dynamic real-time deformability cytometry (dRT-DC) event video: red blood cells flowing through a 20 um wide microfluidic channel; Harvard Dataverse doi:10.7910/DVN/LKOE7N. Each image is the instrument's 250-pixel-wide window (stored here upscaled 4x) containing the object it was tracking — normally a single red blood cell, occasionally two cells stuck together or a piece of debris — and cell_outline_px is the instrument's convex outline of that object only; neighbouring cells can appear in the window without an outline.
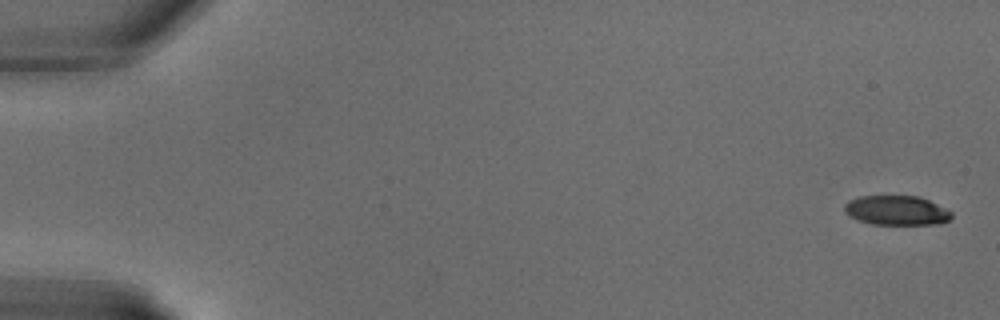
{"species": "common noctule bat (a hibernating species)", "species_latin": "Nyctalus noctula", "temperature_condition": "warm", "stored_images_in_passage": 15, "camera_frame_rate_fps": 3000, "um_per_image_px": 0.085, "animal": {"sex": "male", "body_mass_g": 18.8}, "frame": {"image": 1, "passage_image": 1, "time_ms": 0.0, "image_size_px": [1000, 320], "cell_outline_px": [[952, 216], [948, 220], [940, 224], [872, 224], [856, 220], [848, 216], [844, 212], [844, 204], [848, 200], [860, 196], [920, 196], [952, 212]], "centroid_in_image_um": [76.16, 17.88], "position_along_channel_um": 8.8, "area_um2": 18.5}}
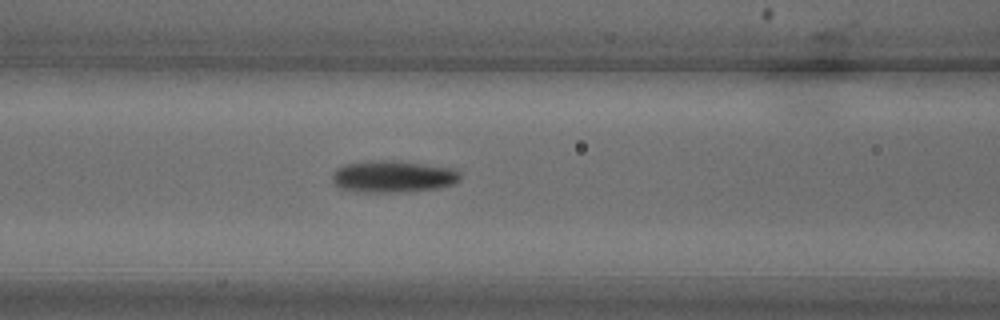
{"frame": {"image": 2, "passage_image": 13, "time_ms": 4.0, "image_size_px": [1000, 320], "cell_outline_px": [[460, 180], [456, 184], [440, 188], [404, 192], [360, 192], [340, 188], [332, 180], [332, 172], [336, 168], [344, 164], [368, 160], [388, 160], [452, 168], [460, 172]], "centroid_in_image_um": [33.39, 15.01], "position_along_channel_um": 133.2, "area_um2": 23.93}}
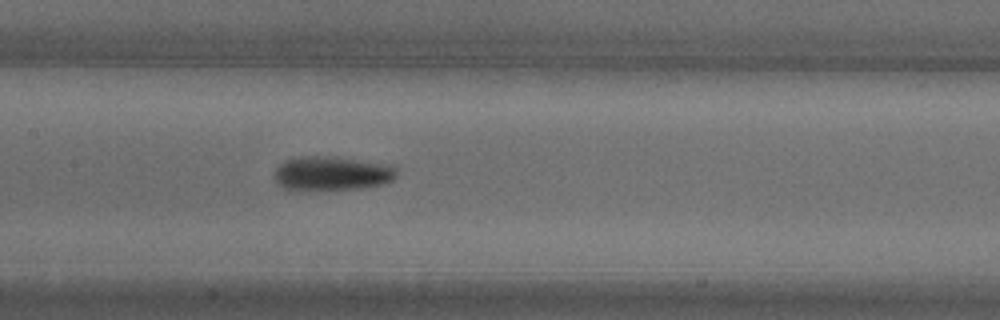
{"frame": {"image": 3, "passage_image": 15, "time_ms": 4.667, "image_size_px": [1000, 320], "cell_outline_px": [[396, 176], [392, 180], [380, 184], [360, 188], [316, 192], [292, 192], [284, 188], [272, 176], [276, 168], [284, 160], [292, 156], [336, 156], [396, 164]], "centroid_in_image_um": [28.16, 14.75], "position_along_channel_um": 179.2, "area_um2": 25.72}}